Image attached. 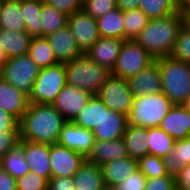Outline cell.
<instances>
[{
	"label": "cell",
	"mask_w": 190,
	"mask_h": 190,
	"mask_svg": "<svg viewBox=\"0 0 190 190\" xmlns=\"http://www.w3.org/2000/svg\"><path fill=\"white\" fill-rule=\"evenodd\" d=\"M66 122L64 116L52 104L29 103L27 111L19 121L20 140L56 144Z\"/></svg>",
	"instance_id": "cell-1"
},
{
	"label": "cell",
	"mask_w": 190,
	"mask_h": 190,
	"mask_svg": "<svg viewBox=\"0 0 190 190\" xmlns=\"http://www.w3.org/2000/svg\"><path fill=\"white\" fill-rule=\"evenodd\" d=\"M182 28V16L175 12L166 17L151 19L134 39L153 58L170 56L179 30Z\"/></svg>",
	"instance_id": "cell-2"
},
{
	"label": "cell",
	"mask_w": 190,
	"mask_h": 190,
	"mask_svg": "<svg viewBox=\"0 0 190 190\" xmlns=\"http://www.w3.org/2000/svg\"><path fill=\"white\" fill-rule=\"evenodd\" d=\"M159 66L162 92L174 105H183L190 96V64L170 56L156 59Z\"/></svg>",
	"instance_id": "cell-3"
},
{
	"label": "cell",
	"mask_w": 190,
	"mask_h": 190,
	"mask_svg": "<svg viewBox=\"0 0 190 190\" xmlns=\"http://www.w3.org/2000/svg\"><path fill=\"white\" fill-rule=\"evenodd\" d=\"M173 105L163 92L134 97L127 116V125L142 128L159 127Z\"/></svg>",
	"instance_id": "cell-4"
},
{
	"label": "cell",
	"mask_w": 190,
	"mask_h": 190,
	"mask_svg": "<svg viewBox=\"0 0 190 190\" xmlns=\"http://www.w3.org/2000/svg\"><path fill=\"white\" fill-rule=\"evenodd\" d=\"M64 66L67 84L88 91L92 95L98 93L111 75V71L95 63L86 54L65 62Z\"/></svg>",
	"instance_id": "cell-5"
},
{
	"label": "cell",
	"mask_w": 190,
	"mask_h": 190,
	"mask_svg": "<svg viewBox=\"0 0 190 190\" xmlns=\"http://www.w3.org/2000/svg\"><path fill=\"white\" fill-rule=\"evenodd\" d=\"M66 84L64 63L40 68L32 92L29 95V103L52 104Z\"/></svg>",
	"instance_id": "cell-6"
},
{
	"label": "cell",
	"mask_w": 190,
	"mask_h": 190,
	"mask_svg": "<svg viewBox=\"0 0 190 190\" xmlns=\"http://www.w3.org/2000/svg\"><path fill=\"white\" fill-rule=\"evenodd\" d=\"M39 67L28 54L8 58L0 69V77L26 95L32 92Z\"/></svg>",
	"instance_id": "cell-7"
},
{
	"label": "cell",
	"mask_w": 190,
	"mask_h": 190,
	"mask_svg": "<svg viewBox=\"0 0 190 190\" xmlns=\"http://www.w3.org/2000/svg\"><path fill=\"white\" fill-rule=\"evenodd\" d=\"M135 40H124L111 74L128 79L155 62Z\"/></svg>",
	"instance_id": "cell-8"
},
{
	"label": "cell",
	"mask_w": 190,
	"mask_h": 190,
	"mask_svg": "<svg viewBox=\"0 0 190 190\" xmlns=\"http://www.w3.org/2000/svg\"><path fill=\"white\" fill-rule=\"evenodd\" d=\"M96 95L108 109L128 116L134 96L127 79L111 74Z\"/></svg>",
	"instance_id": "cell-9"
},
{
	"label": "cell",
	"mask_w": 190,
	"mask_h": 190,
	"mask_svg": "<svg viewBox=\"0 0 190 190\" xmlns=\"http://www.w3.org/2000/svg\"><path fill=\"white\" fill-rule=\"evenodd\" d=\"M67 25L83 54L100 38L97 20L83 9L69 15Z\"/></svg>",
	"instance_id": "cell-10"
},
{
	"label": "cell",
	"mask_w": 190,
	"mask_h": 190,
	"mask_svg": "<svg viewBox=\"0 0 190 190\" xmlns=\"http://www.w3.org/2000/svg\"><path fill=\"white\" fill-rule=\"evenodd\" d=\"M95 142L94 134L72 121H67L60 131L57 144L67 147L86 158Z\"/></svg>",
	"instance_id": "cell-11"
},
{
	"label": "cell",
	"mask_w": 190,
	"mask_h": 190,
	"mask_svg": "<svg viewBox=\"0 0 190 190\" xmlns=\"http://www.w3.org/2000/svg\"><path fill=\"white\" fill-rule=\"evenodd\" d=\"M85 158L59 144L50 145L51 177H74Z\"/></svg>",
	"instance_id": "cell-12"
},
{
	"label": "cell",
	"mask_w": 190,
	"mask_h": 190,
	"mask_svg": "<svg viewBox=\"0 0 190 190\" xmlns=\"http://www.w3.org/2000/svg\"><path fill=\"white\" fill-rule=\"evenodd\" d=\"M91 96L92 94L88 91L66 84L56 96L52 106L58 110L67 121H72L88 103Z\"/></svg>",
	"instance_id": "cell-13"
},
{
	"label": "cell",
	"mask_w": 190,
	"mask_h": 190,
	"mask_svg": "<svg viewBox=\"0 0 190 190\" xmlns=\"http://www.w3.org/2000/svg\"><path fill=\"white\" fill-rule=\"evenodd\" d=\"M127 127V116L108 109L102 101V119L92 131L95 140L111 141L123 137Z\"/></svg>",
	"instance_id": "cell-14"
},
{
	"label": "cell",
	"mask_w": 190,
	"mask_h": 190,
	"mask_svg": "<svg viewBox=\"0 0 190 190\" xmlns=\"http://www.w3.org/2000/svg\"><path fill=\"white\" fill-rule=\"evenodd\" d=\"M127 81L134 97L162 92V81L156 60L137 75L128 78Z\"/></svg>",
	"instance_id": "cell-15"
},
{
	"label": "cell",
	"mask_w": 190,
	"mask_h": 190,
	"mask_svg": "<svg viewBox=\"0 0 190 190\" xmlns=\"http://www.w3.org/2000/svg\"><path fill=\"white\" fill-rule=\"evenodd\" d=\"M45 38L59 63H65L83 55L68 25Z\"/></svg>",
	"instance_id": "cell-16"
},
{
	"label": "cell",
	"mask_w": 190,
	"mask_h": 190,
	"mask_svg": "<svg viewBox=\"0 0 190 190\" xmlns=\"http://www.w3.org/2000/svg\"><path fill=\"white\" fill-rule=\"evenodd\" d=\"M23 153L31 172L51 178L50 145L23 140Z\"/></svg>",
	"instance_id": "cell-17"
},
{
	"label": "cell",
	"mask_w": 190,
	"mask_h": 190,
	"mask_svg": "<svg viewBox=\"0 0 190 190\" xmlns=\"http://www.w3.org/2000/svg\"><path fill=\"white\" fill-rule=\"evenodd\" d=\"M175 141L190 137V112L184 105H173L159 126Z\"/></svg>",
	"instance_id": "cell-18"
},
{
	"label": "cell",
	"mask_w": 190,
	"mask_h": 190,
	"mask_svg": "<svg viewBox=\"0 0 190 190\" xmlns=\"http://www.w3.org/2000/svg\"><path fill=\"white\" fill-rule=\"evenodd\" d=\"M123 41L122 39L100 37L85 54L95 63L112 71Z\"/></svg>",
	"instance_id": "cell-19"
},
{
	"label": "cell",
	"mask_w": 190,
	"mask_h": 190,
	"mask_svg": "<svg viewBox=\"0 0 190 190\" xmlns=\"http://www.w3.org/2000/svg\"><path fill=\"white\" fill-rule=\"evenodd\" d=\"M28 106L29 96L0 77V108L20 121Z\"/></svg>",
	"instance_id": "cell-20"
},
{
	"label": "cell",
	"mask_w": 190,
	"mask_h": 190,
	"mask_svg": "<svg viewBox=\"0 0 190 190\" xmlns=\"http://www.w3.org/2000/svg\"><path fill=\"white\" fill-rule=\"evenodd\" d=\"M102 176L107 190L120 184L125 177L138 170L137 160L131 157L115 159L101 165Z\"/></svg>",
	"instance_id": "cell-21"
},
{
	"label": "cell",
	"mask_w": 190,
	"mask_h": 190,
	"mask_svg": "<svg viewBox=\"0 0 190 190\" xmlns=\"http://www.w3.org/2000/svg\"><path fill=\"white\" fill-rule=\"evenodd\" d=\"M124 157H128V153L123 139L120 138L111 141L95 140L85 159L101 166L106 162Z\"/></svg>",
	"instance_id": "cell-22"
},
{
	"label": "cell",
	"mask_w": 190,
	"mask_h": 190,
	"mask_svg": "<svg viewBox=\"0 0 190 190\" xmlns=\"http://www.w3.org/2000/svg\"><path fill=\"white\" fill-rule=\"evenodd\" d=\"M75 190H107L101 166L84 160L74 177Z\"/></svg>",
	"instance_id": "cell-23"
},
{
	"label": "cell",
	"mask_w": 190,
	"mask_h": 190,
	"mask_svg": "<svg viewBox=\"0 0 190 190\" xmlns=\"http://www.w3.org/2000/svg\"><path fill=\"white\" fill-rule=\"evenodd\" d=\"M163 161L167 175L175 179L181 169L190 164V137L175 141L173 149Z\"/></svg>",
	"instance_id": "cell-24"
},
{
	"label": "cell",
	"mask_w": 190,
	"mask_h": 190,
	"mask_svg": "<svg viewBox=\"0 0 190 190\" xmlns=\"http://www.w3.org/2000/svg\"><path fill=\"white\" fill-rule=\"evenodd\" d=\"M31 39L27 31L0 29V43L8 58L28 54Z\"/></svg>",
	"instance_id": "cell-25"
},
{
	"label": "cell",
	"mask_w": 190,
	"mask_h": 190,
	"mask_svg": "<svg viewBox=\"0 0 190 190\" xmlns=\"http://www.w3.org/2000/svg\"><path fill=\"white\" fill-rule=\"evenodd\" d=\"M122 139L132 159L138 160L148 154L147 128L127 125Z\"/></svg>",
	"instance_id": "cell-26"
},
{
	"label": "cell",
	"mask_w": 190,
	"mask_h": 190,
	"mask_svg": "<svg viewBox=\"0 0 190 190\" xmlns=\"http://www.w3.org/2000/svg\"><path fill=\"white\" fill-rule=\"evenodd\" d=\"M96 20L100 37L125 40L124 17L121 9L109 11Z\"/></svg>",
	"instance_id": "cell-27"
},
{
	"label": "cell",
	"mask_w": 190,
	"mask_h": 190,
	"mask_svg": "<svg viewBox=\"0 0 190 190\" xmlns=\"http://www.w3.org/2000/svg\"><path fill=\"white\" fill-rule=\"evenodd\" d=\"M0 29L25 31L21 0H4L0 13Z\"/></svg>",
	"instance_id": "cell-28"
},
{
	"label": "cell",
	"mask_w": 190,
	"mask_h": 190,
	"mask_svg": "<svg viewBox=\"0 0 190 190\" xmlns=\"http://www.w3.org/2000/svg\"><path fill=\"white\" fill-rule=\"evenodd\" d=\"M2 169L10 174L14 179H18L30 171L23 153V140L13 147L2 157Z\"/></svg>",
	"instance_id": "cell-29"
},
{
	"label": "cell",
	"mask_w": 190,
	"mask_h": 190,
	"mask_svg": "<svg viewBox=\"0 0 190 190\" xmlns=\"http://www.w3.org/2000/svg\"><path fill=\"white\" fill-rule=\"evenodd\" d=\"M102 119V100L92 95L84 108L72 120L73 123L93 131Z\"/></svg>",
	"instance_id": "cell-30"
},
{
	"label": "cell",
	"mask_w": 190,
	"mask_h": 190,
	"mask_svg": "<svg viewBox=\"0 0 190 190\" xmlns=\"http://www.w3.org/2000/svg\"><path fill=\"white\" fill-rule=\"evenodd\" d=\"M42 37H47L67 25L68 15L41 1Z\"/></svg>",
	"instance_id": "cell-31"
},
{
	"label": "cell",
	"mask_w": 190,
	"mask_h": 190,
	"mask_svg": "<svg viewBox=\"0 0 190 190\" xmlns=\"http://www.w3.org/2000/svg\"><path fill=\"white\" fill-rule=\"evenodd\" d=\"M28 55L39 68H47L59 63L45 37H32Z\"/></svg>",
	"instance_id": "cell-32"
},
{
	"label": "cell",
	"mask_w": 190,
	"mask_h": 190,
	"mask_svg": "<svg viewBox=\"0 0 190 190\" xmlns=\"http://www.w3.org/2000/svg\"><path fill=\"white\" fill-rule=\"evenodd\" d=\"M21 12L25 20V31L31 37H42L41 27V1L40 0H21Z\"/></svg>",
	"instance_id": "cell-33"
},
{
	"label": "cell",
	"mask_w": 190,
	"mask_h": 190,
	"mask_svg": "<svg viewBox=\"0 0 190 190\" xmlns=\"http://www.w3.org/2000/svg\"><path fill=\"white\" fill-rule=\"evenodd\" d=\"M148 154L164 158L173 149L175 140L160 127L147 128Z\"/></svg>",
	"instance_id": "cell-34"
},
{
	"label": "cell",
	"mask_w": 190,
	"mask_h": 190,
	"mask_svg": "<svg viewBox=\"0 0 190 190\" xmlns=\"http://www.w3.org/2000/svg\"><path fill=\"white\" fill-rule=\"evenodd\" d=\"M139 9L151 19L180 12V0H139Z\"/></svg>",
	"instance_id": "cell-35"
},
{
	"label": "cell",
	"mask_w": 190,
	"mask_h": 190,
	"mask_svg": "<svg viewBox=\"0 0 190 190\" xmlns=\"http://www.w3.org/2000/svg\"><path fill=\"white\" fill-rule=\"evenodd\" d=\"M125 40H134L149 22V18L139 8L123 11Z\"/></svg>",
	"instance_id": "cell-36"
},
{
	"label": "cell",
	"mask_w": 190,
	"mask_h": 190,
	"mask_svg": "<svg viewBox=\"0 0 190 190\" xmlns=\"http://www.w3.org/2000/svg\"><path fill=\"white\" fill-rule=\"evenodd\" d=\"M138 170L141 171L146 178H156L166 176L167 171L163 158L147 154L137 160Z\"/></svg>",
	"instance_id": "cell-37"
},
{
	"label": "cell",
	"mask_w": 190,
	"mask_h": 190,
	"mask_svg": "<svg viewBox=\"0 0 190 190\" xmlns=\"http://www.w3.org/2000/svg\"><path fill=\"white\" fill-rule=\"evenodd\" d=\"M170 57L175 60L190 64V32H188L183 27L179 30Z\"/></svg>",
	"instance_id": "cell-38"
},
{
	"label": "cell",
	"mask_w": 190,
	"mask_h": 190,
	"mask_svg": "<svg viewBox=\"0 0 190 190\" xmlns=\"http://www.w3.org/2000/svg\"><path fill=\"white\" fill-rule=\"evenodd\" d=\"M116 8V0H85L82 3V9L95 19Z\"/></svg>",
	"instance_id": "cell-39"
},
{
	"label": "cell",
	"mask_w": 190,
	"mask_h": 190,
	"mask_svg": "<svg viewBox=\"0 0 190 190\" xmlns=\"http://www.w3.org/2000/svg\"><path fill=\"white\" fill-rule=\"evenodd\" d=\"M17 190H44L48 188V180L29 171L16 179Z\"/></svg>",
	"instance_id": "cell-40"
},
{
	"label": "cell",
	"mask_w": 190,
	"mask_h": 190,
	"mask_svg": "<svg viewBox=\"0 0 190 190\" xmlns=\"http://www.w3.org/2000/svg\"><path fill=\"white\" fill-rule=\"evenodd\" d=\"M147 178L139 170L134 174L127 175L125 180L115 185L110 190H145Z\"/></svg>",
	"instance_id": "cell-41"
},
{
	"label": "cell",
	"mask_w": 190,
	"mask_h": 190,
	"mask_svg": "<svg viewBox=\"0 0 190 190\" xmlns=\"http://www.w3.org/2000/svg\"><path fill=\"white\" fill-rule=\"evenodd\" d=\"M43 2L54 7L58 11L64 12L68 16L82 10L81 0H43Z\"/></svg>",
	"instance_id": "cell-42"
},
{
	"label": "cell",
	"mask_w": 190,
	"mask_h": 190,
	"mask_svg": "<svg viewBox=\"0 0 190 190\" xmlns=\"http://www.w3.org/2000/svg\"><path fill=\"white\" fill-rule=\"evenodd\" d=\"M20 141L19 130L3 131L0 133V157H3Z\"/></svg>",
	"instance_id": "cell-43"
},
{
	"label": "cell",
	"mask_w": 190,
	"mask_h": 190,
	"mask_svg": "<svg viewBox=\"0 0 190 190\" xmlns=\"http://www.w3.org/2000/svg\"><path fill=\"white\" fill-rule=\"evenodd\" d=\"M175 186V179L166 175L156 178H147L145 190H173Z\"/></svg>",
	"instance_id": "cell-44"
},
{
	"label": "cell",
	"mask_w": 190,
	"mask_h": 190,
	"mask_svg": "<svg viewBox=\"0 0 190 190\" xmlns=\"http://www.w3.org/2000/svg\"><path fill=\"white\" fill-rule=\"evenodd\" d=\"M50 190H75L73 177H51L48 180Z\"/></svg>",
	"instance_id": "cell-45"
},
{
	"label": "cell",
	"mask_w": 190,
	"mask_h": 190,
	"mask_svg": "<svg viewBox=\"0 0 190 190\" xmlns=\"http://www.w3.org/2000/svg\"><path fill=\"white\" fill-rule=\"evenodd\" d=\"M11 130H19V121L0 108V133Z\"/></svg>",
	"instance_id": "cell-46"
},
{
	"label": "cell",
	"mask_w": 190,
	"mask_h": 190,
	"mask_svg": "<svg viewBox=\"0 0 190 190\" xmlns=\"http://www.w3.org/2000/svg\"><path fill=\"white\" fill-rule=\"evenodd\" d=\"M175 184L185 190H190V164L184 166L175 177Z\"/></svg>",
	"instance_id": "cell-47"
},
{
	"label": "cell",
	"mask_w": 190,
	"mask_h": 190,
	"mask_svg": "<svg viewBox=\"0 0 190 190\" xmlns=\"http://www.w3.org/2000/svg\"><path fill=\"white\" fill-rule=\"evenodd\" d=\"M0 190H17L16 179L5 170H0Z\"/></svg>",
	"instance_id": "cell-48"
},
{
	"label": "cell",
	"mask_w": 190,
	"mask_h": 190,
	"mask_svg": "<svg viewBox=\"0 0 190 190\" xmlns=\"http://www.w3.org/2000/svg\"><path fill=\"white\" fill-rule=\"evenodd\" d=\"M117 8L122 11L139 8V0H116Z\"/></svg>",
	"instance_id": "cell-49"
},
{
	"label": "cell",
	"mask_w": 190,
	"mask_h": 190,
	"mask_svg": "<svg viewBox=\"0 0 190 190\" xmlns=\"http://www.w3.org/2000/svg\"><path fill=\"white\" fill-rule=\"evenodd\" d=\"M182 16V27L190 32V12H180Z\"/></svg>",
	"instance_id": "cell-50"
},
{
	"label": "cell",
	"mask_w": 190,
	"mask_h": 190,
	"mask_svg": "<svg viewBox=\"0 0 190 190\" xmlns=\"http://www.w3.org/2000/svg\"><path fill=\"white\" fill-rule=\"evenodd\" d=\"M180 12H190V0H180Z\"/></svg>",
	"instance_id": "cell-51"
},
{
	"label": "cell",
	"mask_w": 190,
	"mask_h": 190,
	"mask_svg": "<svg viewBox=\"0 0 190 190\" xmlns=\"http://www.w3.org/2000/svg\"><path fill=\"white\" fill-rule=\"evenodd\" d=\"M8 57L2 48V44L0 43V69L4 65V63L7 61Z\"/></svg>",
	"instance_id": "cell-52"
},
{
	"label": "cell",
	"mask_w": 190,
	"mask_h": 190,
	"mask_svg": "<svg viewBox=\"0 0 190 190\" xmlns=\"http://www.w3.org/2000/svg\"><path fill=\"white\" fill-rule=\"evenodd\" d=\"M183 105L190 112V96L187 98L186 102Z\"/></svg>",
	"instance_id": "cell-53"
},
{
	"label": "cell",
	"mask_w": 190,
	"mask_h": 190,
	"mask_svg": "<svg viewBox=\"0 0 190 190\" xmlns=\"http://www.w3.org/2000/svg\"><path fill=\"white\" fill-rule=\"evenodd\" d=\"M173 190H185V189H182L181 187H178V186L176 185Z\"/></svg>",
	"instance_id": "cell-54"
},
{
	"label": "cell",
	"mask_w": 190,
	"mask_h": 190,
	"mask_svg": "<svg viewBox=\"0 0 190 190\" xmlns=\"http://www.w3.org/2000/svg\"><path fill=\"white\" fill-rule=\"evenodd\" d=\"M3 3H4V0H0V13H1V8H2Z\"/></svg>",
	"instance_id": "cell-55"
},
{
	"label": "cell",
	"mask_w": 190,
	"mask_h": 190,
	"mask_svg": "<svg viewBox=\"0 0 190 190\" xmlns=\"http://www.w3.org/2000/svg\"><path fill=\"white\" fill-rule=\"evenodd\" d=\"M2 169V157H0V170Z\"/></svg>",
	"instance_id": "cell-56"
}]
</instances>
